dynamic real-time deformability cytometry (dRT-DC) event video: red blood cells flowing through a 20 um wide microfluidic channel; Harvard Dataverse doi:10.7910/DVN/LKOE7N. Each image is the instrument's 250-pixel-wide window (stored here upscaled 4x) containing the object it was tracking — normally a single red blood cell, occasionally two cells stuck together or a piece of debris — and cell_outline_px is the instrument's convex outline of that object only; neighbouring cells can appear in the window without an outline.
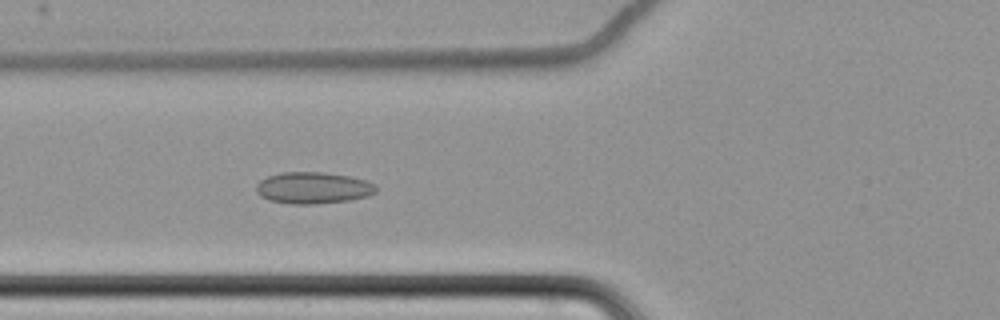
{"species": "common noctule bat (a hibernating species)", "species_latin": "Nyctalus noctula", "temperature_condition": "cold", "stored_images_in_passage": 65, "camera_frame_rate_fps": 3000, "um_per_image_px": 0.085, "animal": {"sex": "female", "body_mass_g": 22.7, "forearm_length_mm": 54.2}, "frame": {"image": 1, "passage_image": 28, "time_ms": 9.0, "image_size_px": [1000, 320], "cell_outline_px": [[376, 192], [368, 196], [348, 200], [316, 204], [292, 204], [268, 200], [260, 196], [256, 192], [256, 184], [260, 180], [268, 176], [280, 172], [324, 172], [348, 176], [364, 180], [376, 184]], "centroid_in_image_um": [26.58, 15.97], "position_along_channel_um": 99.2, "area_um2": 22.14}}
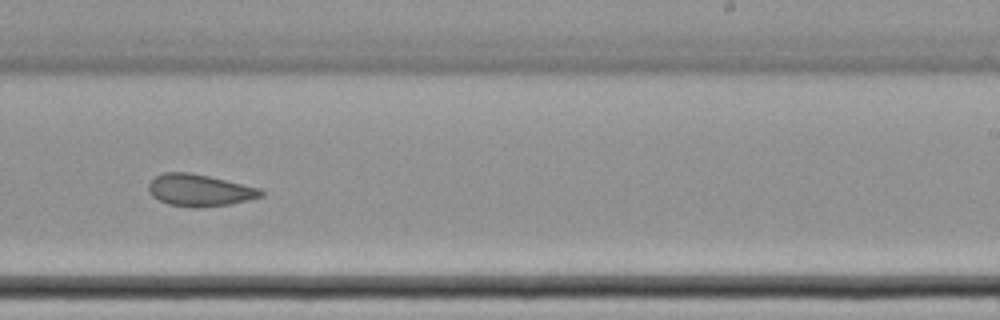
{"frame": {"image": 2, "passage_image": 43, "time_ms": 14.0, "image_size_px": [1000, 320], "cell_outline_px": [[264, 196], [248, 200], [228, 204], [200, 208], [192, 208], [168, 204], [152, 196], [148, 188], [148, 184], [156, 176], [164, 172], [188, 172], [208, 176], [260, 188], [264, 192]], "centroid_in_image_um": [16.96, 16.18], "position_along_channel_um": 272.0, "area_um2": 20.87}}
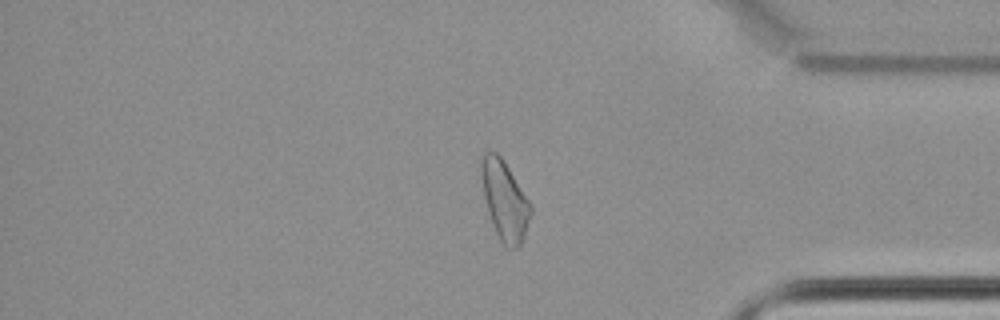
{"frame": {"image": 3, "passage_image": 55, "time_ms": 18.0, "image_size_px": [1000, 320], "cell_outline_px": [[532, 212], [524, 236], [520, 244], [516, 248], [508, 248], [500, 240], [492, 224], [488, 212], [484, 196], [480, 168], [480, 156], [484, 152], [496, 152], [504, 160], [532, 204]], "centroid_in_image_um": [42.9, 17.0], "position_along_channel_um": 392.3, "area_um2": 22.83}, "authors_computed_cell_mechanics": {"area_um2": 22.7154, "velocity_mm_per_s": 3.4605, "shape_relaxation_time_tau1_ms": null, "shape_relaxation_time_tau2_ms": 3.7321, "deformation_change_tau1": null, "deformation_change_tau2": 0.0803}}